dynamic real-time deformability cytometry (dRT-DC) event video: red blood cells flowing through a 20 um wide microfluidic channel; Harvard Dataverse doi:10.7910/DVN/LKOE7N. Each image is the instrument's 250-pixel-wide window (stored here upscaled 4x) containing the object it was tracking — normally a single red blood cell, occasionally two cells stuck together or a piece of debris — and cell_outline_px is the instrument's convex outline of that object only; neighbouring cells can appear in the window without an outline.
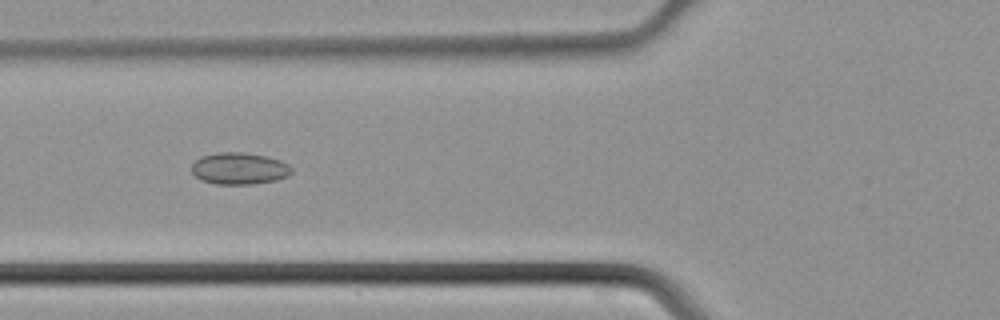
{"species": "common noctule bat (a hibernating species)", "species_latin": "Nyctalus noctula", "temperature_condition": "cold", "stored_images_in_passage": 46, "camera_frame_rate_fps": 3000, "um_per_image_px": 0.085, "animal": {"sex": "male", "body_mass_g": 21.5, "forearm_length_mm": 52.0}, "frame": {"image": 1, "passage_image": 18, "time_ms": 5.667, "image_size_px": [1000, 320], "cell_outline_px": [[292, 172], [288, 176], [276, 180], [252, 184], [216, 184], [200, 180], [192, 172], [192, 164], [200, 156], [220, 152], [244, 152], [264, 156], [280, 160], [288, 164], [292, 168]], "centroid_in_image_um": [20.33, 14.32], "position_along_channel_um": 105.5, "area_um2": 18.55}}
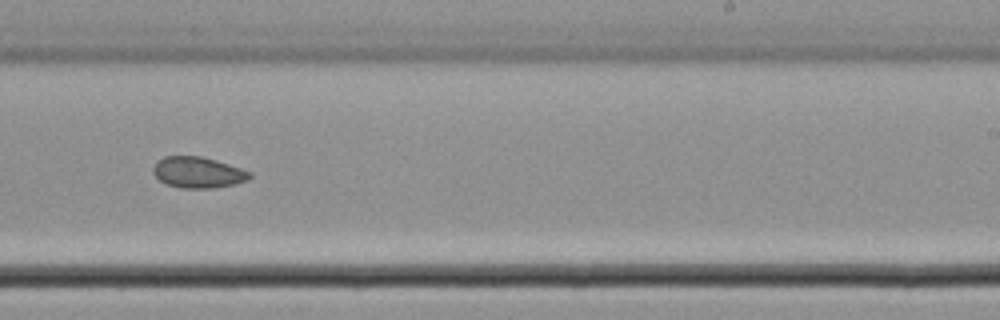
{"frame": {"image": 2, "passage_image": 29, "time_ms": 9.333, "image_size_px": [1000, 320], "cell_outline_px": [[252, 176], [248, 180], [236, 184], [216, 188], [180, 188], [168, 184], [160, 180], [152, 172], [152, 168], [156, 160], [164, 156], [200, 156], [216, 160], [252, 172]], "centroid_in_image_um": [16.83, 14.65], "position_along_channel_um": 272.2, "area_um2": 17.63}}
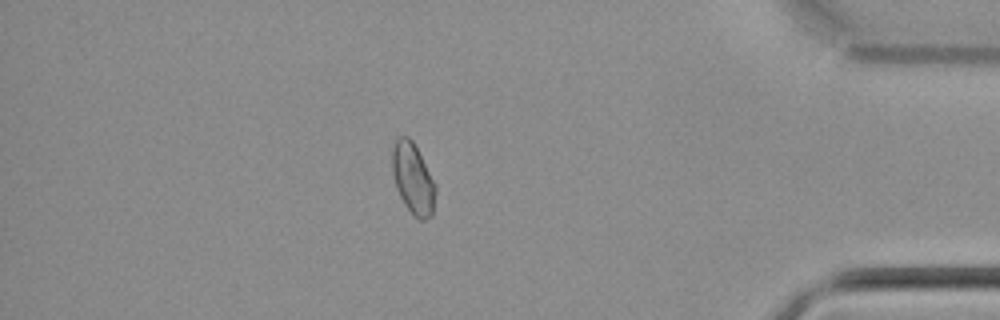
{"frame": {"image": 3, "passage_image": 40, "time_ms": 13.0, "image_size_px": [1000, 320], "cell_outline_px": [[436, 192], [432, 216], [424, 220], [420, 220], [404, 204], [396, 188], [392, 172], [392, 148], [396, 136], [408, 136], [412, 140], [436, 184]], "centroid_in_image_um": [35.09, 15.16], "position_along_channel_um": 400.1, "area_um2": 17.92}}